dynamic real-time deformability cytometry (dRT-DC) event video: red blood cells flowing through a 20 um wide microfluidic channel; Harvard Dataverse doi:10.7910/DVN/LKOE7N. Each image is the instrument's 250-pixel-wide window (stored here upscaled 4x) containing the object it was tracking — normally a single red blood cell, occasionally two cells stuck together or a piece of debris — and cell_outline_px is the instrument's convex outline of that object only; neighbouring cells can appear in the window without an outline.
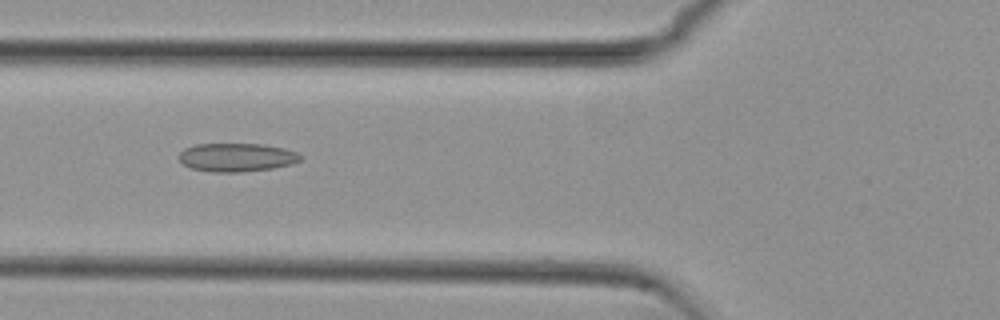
{"species": "common noctule bat (a hibernating species)", "species_latin": "Nyctalus noctula", "temperature_condition": "cold", "stored_images_in_passage": 22, "camera_frame_rate_fps": 3000, "um_per_image_px": 0.085, "animal": {"sex": "female", "body_mass_g": 29.2, "forearm_length_mm": 56.3}, "frame": {"image": 1, "passage_image": 7, "time_ms": 2.0, "image_size_px": [1000, 320], "cell_outline_px": [[304, 156], [300, 160], [292, 164], [272, 168], [240, 172], [212, 172], [192, 168], [184, 164], [180, 160], [180, 152], [184, 148], [196, 144], [264, 144], [284, 148], [296, 152]], "centroid_in_image_um": [20.14, 13.37], "position_along_channel_um": 105.7, "area_um2": 20.11}}
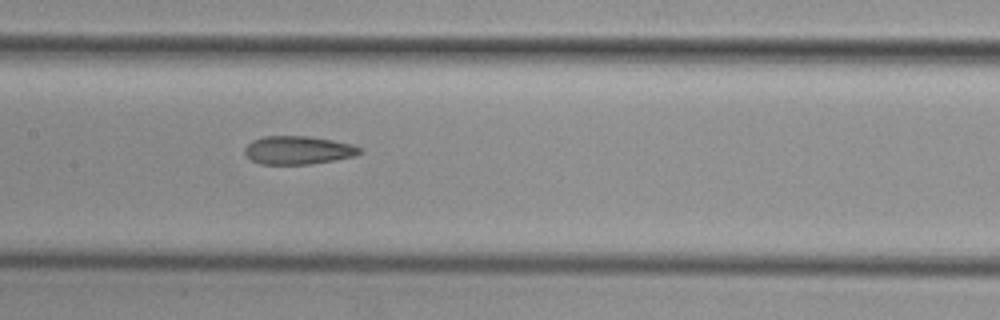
{"frame": {"image": 2, "passage_image": 13, "time_ms": 4.0, "image_size_px": [1000, 320], "cell_outline_px": [[364, 152], [356, 156], [312, 164], [260, 164], [252, 160], [244, 152], [244, 148], [252, 140], [264, 136], [308, 136], [332, 140], [352, 144], [360, 148]], "centroid_in_image_um": [25.36, 12.76], "position_along_channel_um": 182.0, "area_um2": 19.02}}
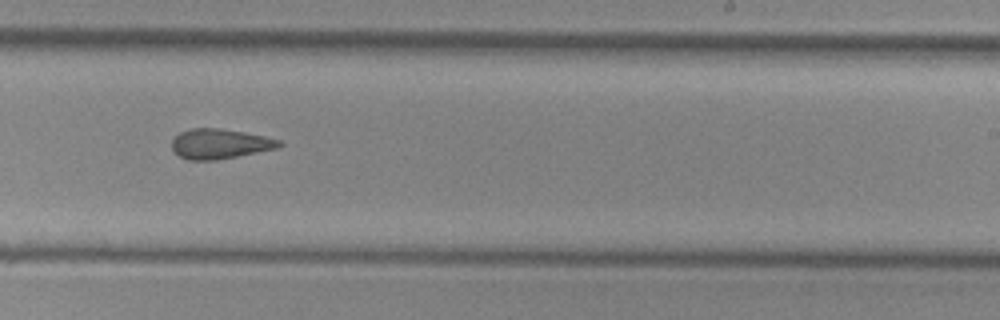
{"frame": {"image": 3, "passage_image": 20, "time_ms": 6.333, "image_size_px": [1000, 320], "cell_outline_px": [[284, 144], [276, 148], [216, 160], [188, 160], [180, 156], [172, 148], [172, 140], [180, 132], [192, 128], [220, 128], [244, 132], [264, 136], [280, 140]], "centroid_in_image_um": [18.68, 12.22], "position_along_channel_um": 270.3, "area_um2": 18.5}}